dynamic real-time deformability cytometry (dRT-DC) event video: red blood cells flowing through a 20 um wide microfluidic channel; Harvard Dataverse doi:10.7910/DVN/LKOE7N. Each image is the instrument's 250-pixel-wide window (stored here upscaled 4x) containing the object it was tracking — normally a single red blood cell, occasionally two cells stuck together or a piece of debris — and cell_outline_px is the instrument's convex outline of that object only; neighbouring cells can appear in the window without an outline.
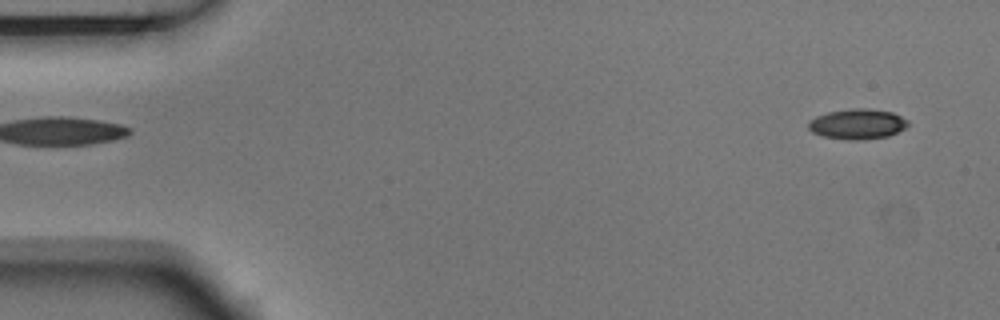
{"species": "Egyptian fruit bat (a non-hibernating species)", "species_latin": "Rousettus aegyptiacus", "temperature_condition": "room temperature", "stored_images_in_passage": 2, "segment_of_instrument_passage": [2, 2], "camera_frame_rate_fps": 3000, "um_per_image_px": 0.085, "animal": {"sex": "male"}, "frame": {"image": 1, "passage_image": 2, "time_ms": 0.333, "image_size_px": [1000, 320], "cell_outline_px": [[908, 124], [904, 128], [888, 136], [860, 140], [848, 140], [824, 136], [812, 132], [808, 128], [808, 120], [816, 116], [828, 112], [852, 108], [868, 108], [892, 112], [908, 120]], "centroid_in_image_um": [72.85, 10.53], "position_along_channel_um": 12.1, "area_um2": 17.51}}